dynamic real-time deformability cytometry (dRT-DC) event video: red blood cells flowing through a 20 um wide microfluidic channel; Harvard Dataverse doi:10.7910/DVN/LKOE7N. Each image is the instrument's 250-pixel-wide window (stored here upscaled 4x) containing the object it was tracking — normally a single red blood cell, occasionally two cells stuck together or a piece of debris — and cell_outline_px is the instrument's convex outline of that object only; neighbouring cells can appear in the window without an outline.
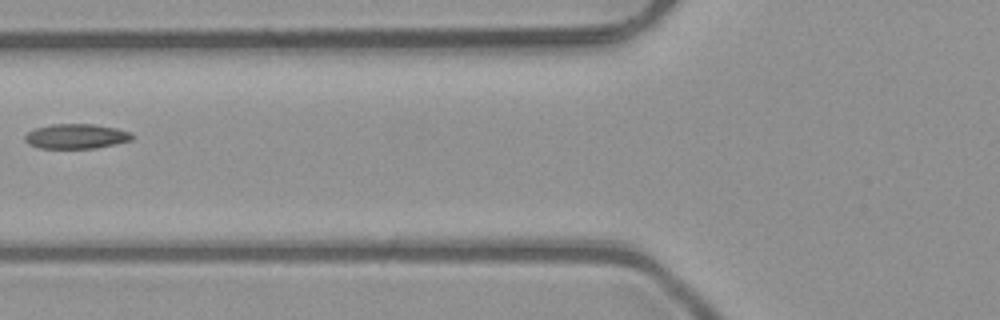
{"species": "common noctule bat (a hibernating species)", "species_latin": "Nyctalus noctula", "temperature_condition": "room temperature", "stored_images_in_passage": 7, "camera_frame_rate_fps": 3000, "um_per_image_px": 0.085, "animal": {"sex": "male", "body_mass_g": 23.1, "forearm_length_mm": 52.7}, "frame": {"image": 1, "passage_image": 7, "time_ms": 2.0, "image_size_px": [1000, 320], "cell_outline_px": [[132, 140], [96, 148], [40, 148], [28, 144], [24, 140], [24, 136], [32, 128], [52, 124], [92, 124], [116, 128], [132, 132]], "centroid_in_image_um": [6.44, 11.58], "position_along_channel_um": 119.4, "area_um2": 15.55}}